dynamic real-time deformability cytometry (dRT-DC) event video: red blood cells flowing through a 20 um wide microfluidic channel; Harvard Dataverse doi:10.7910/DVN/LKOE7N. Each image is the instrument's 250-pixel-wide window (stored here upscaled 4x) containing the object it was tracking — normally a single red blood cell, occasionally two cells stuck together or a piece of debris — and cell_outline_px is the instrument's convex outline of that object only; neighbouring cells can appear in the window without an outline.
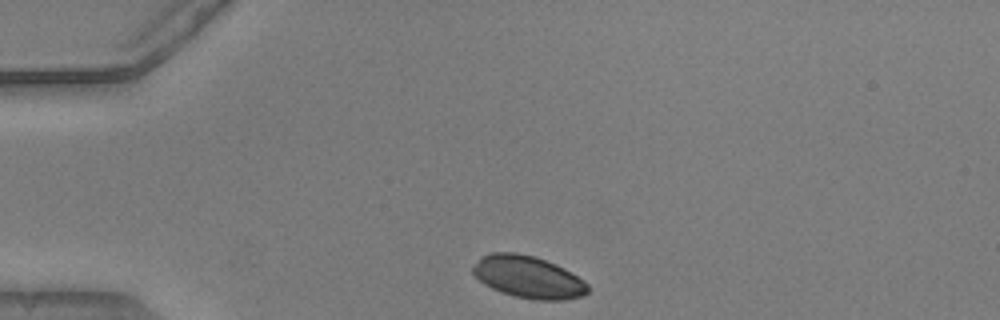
{"species": "common noctule bat (a hibernating species)", "species_latin": "Nyctalus noctula", "temperature_condition": "warm", "stored_images_in_passage": 42, "camera_frame_rate_fps": 3000, "um_per_image_px": 0.085, "animal": {"sex": "male", "body_mass_g": 20.5, "forearm_length_mm": 52.5}, "frame": {"image": 1, "passage_image": 1, "time_ms": 0.0, "image_size_px": [1000, 320], "cell_outline_px": [[588, 292], [580, 296], [564, 300], [536, 300], [516, 296], [492, 288], [484, 284], [472, 272], [472, 268], [480, 256], [488, 252], [516, 252], [532, 256], [544, 260], [564, 268], [584, 280], [588, 284]], "centroid_in_image_um": [44.88, 23.53], "position_along_channel_um": 40.1, "area_um2": 28.03}}
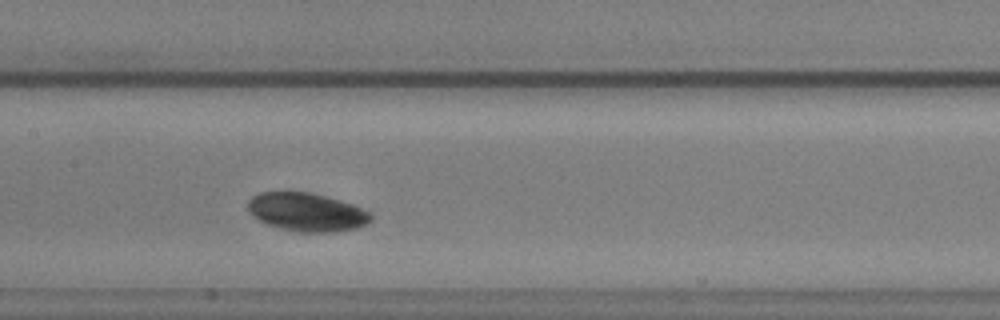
{"frame": {"image": 2, "passage_image": 15, "time_ms": 4.667, "image_size_px": [1000, 320], "cell_outline_px": [[372, 220], [368, 224], [356, 228], [332, 232], [300, 232], [280, 228], [268, 224], [252, 216], [248, 212], [248, 200], [252, 196], [260, 192], [312, 192], [340, 200], [352, 204], [372, 212]], "centroid_in_image_um": [26.09, 18.02], "position_along_channel_um": 181.3, "area_um2": 27.69}}
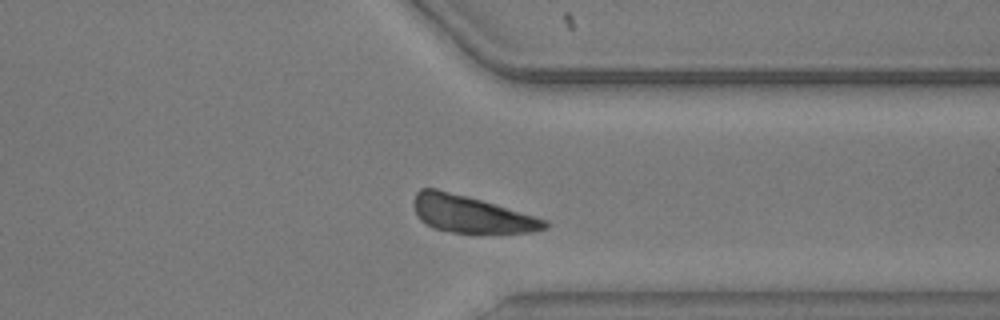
{"frame": {"image": 3, "passage_image": 30, "time_ms": 9.667, "image_size_px": [1000, 320], "cell_outline_px": [[548, 228], [532, 232], [484, 236], [452, 232], [432, 228], [420, 220], [412, 204], [412, 200], [416, 192], [420, 188], [436, 188], [468, 196], [532, 216], [544, 220], [548, 224]], "centroid_in_image_um": [40.0, 18.25], "position_along_channel_um": 371.4, "area_um2": 28.9}, "authors_computed_cell_mechanics": {"area_um2": 28.611, "velocity_mm_per_s": 3.8181, "shape_relaxation_time_tau1_ms": 0.226, "shape_relaxation_time_tau2_ms": null, "deformation_change_tau1": 0.0358, "deformation_change_tau2": null}}